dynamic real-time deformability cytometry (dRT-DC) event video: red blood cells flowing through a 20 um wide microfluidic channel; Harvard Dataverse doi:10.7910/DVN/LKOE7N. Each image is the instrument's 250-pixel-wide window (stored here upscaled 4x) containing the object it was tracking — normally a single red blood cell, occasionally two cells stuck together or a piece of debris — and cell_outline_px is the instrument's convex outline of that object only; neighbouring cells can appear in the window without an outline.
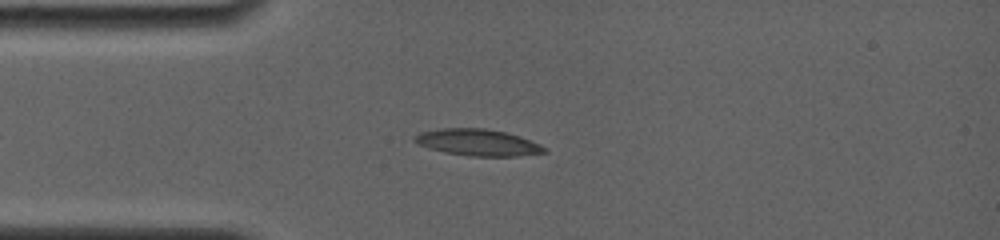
{"species": "common noctule bat (a hibernating species)", "species_latin": "Nyctalus noctula", "temperature_condition": "room temperature", "stored_images_in_passage": 7, "camera_frame_rate_fps": 4000, "um_per_image_px": 0.085, "animal": {"sex": "female", "body_mass_g": 19.0, "forearm_length_mm": 56.7}, "frame": {"image": 1, "passage_image": 5, "time_ms": 3.25, "image_size_px": [1000, 240], "cell_outline_px": [[548, 152], [516, 156], [468, 156], [444, 152], [428, 148], [412, 140], [412, 136], [420, 132], [440, 128], [484, 128], [504, 132], [520, 136], [540, 144], [548, 148]], "centroid_in_image_um": [40.6, 12.11], "position_along_channel_um": 44.4, "area_um2": 20.23}}
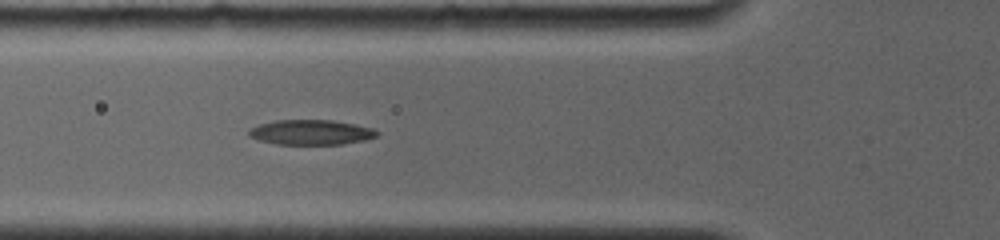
{"frame": {"image": 2, "passage_image": 7, "time_ms": 5.0, "image_size_px": [1000, 240], "cell_outline_px": [[380, 132], [376, 136], [364, 140], [340, 144], [276, 144], [260, 140], [248, 136], [248, 132], [252, 128], [260, 124], [276, 120], [332, 120], [356, 124], [372, 128]], "centroid_in_image_um": [26.45, 11.24], "position_along_channel_um": 99.4, "area_um2": 18.5}}